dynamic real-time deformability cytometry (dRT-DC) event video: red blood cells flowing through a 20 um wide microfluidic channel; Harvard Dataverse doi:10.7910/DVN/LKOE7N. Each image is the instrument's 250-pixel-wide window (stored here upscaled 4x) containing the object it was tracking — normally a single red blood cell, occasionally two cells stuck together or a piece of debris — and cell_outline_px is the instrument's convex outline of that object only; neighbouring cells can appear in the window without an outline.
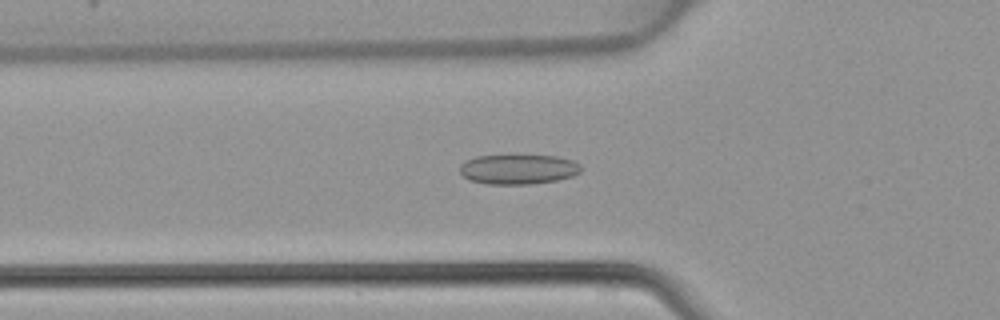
{"species": "common noctule bat (a hibernating species)", "species_latin": "Nyctalus noctula", "temperature_condition": "warm", "stored_images_in_passage": 32, "camera_frame_rate_fps": 3000, "um_per_image_px": 0.085, "animal": {"sex": "female", "body_mass_g": 22.7, "forearm_length_mm": 54.2}, "frame": {"image": 1, "passage_image": 2, "time_ms": 0.333, "image_size_px": [1000, 320], "cell_outline_px": [[584, 168], [580, 172], [572, 176], [556, 180], [532, 184], [488, 184], [468, 180], [460, 172], [460, 164], [464, 160], [476, 156], [556, 156], [572, 160], [580, 164]], "centroid_in_image_um": [44.05, 14.39], "position_along_channel_um": 81.8, "area_um2": 21.1}}
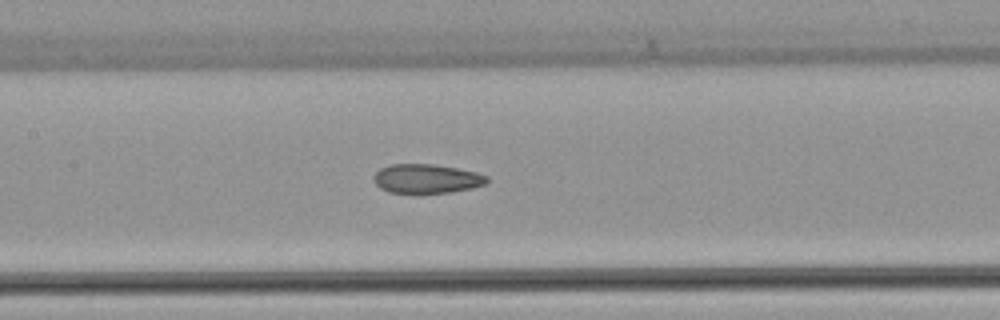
{"frame": {"image": 2, "passage_image": 8, "time_ms": 2.333, "image_size_px": [1000, 320], "cell_outline_px": [[488, 180], [484, 184], [472, 188], [452, 192], [388, 192], [380, 188], [376, 184], [376, 172], [380, 168], [392, 164], [432, 164], [456, 168], [476, 172], [488, 176]], "centroid_in_image_um": [36.29, 15.18], "position_along_channel_um": 171.1, "area_um2": 18.84}}
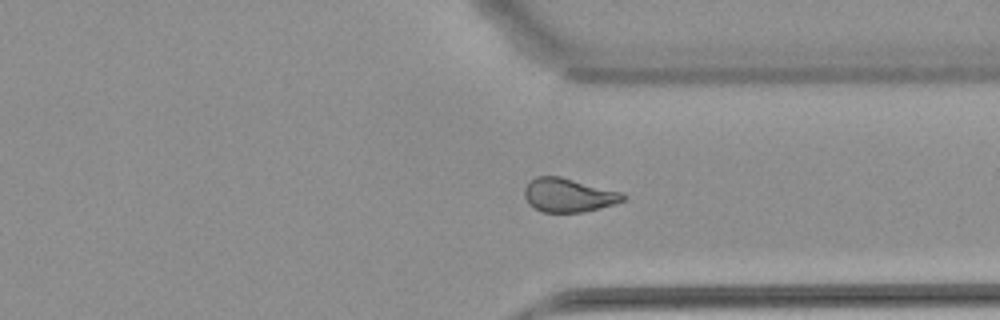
{"frame": {"image": 3, "passage_image": 21, "time_ms": 6.667, "image_size_px": [1000, 320], "cell_outline_px": [[628, 196], [624, 200], [616, 204], [584, 212], [540, 212], [528, 204], [524, 196], [524, 188], [536, 176], [560, 176], [624, 192]], "centroid_in_image_um": [48.36, 16.59], "position_along_channel_um": 363.0, "area_um2": 19.71}}